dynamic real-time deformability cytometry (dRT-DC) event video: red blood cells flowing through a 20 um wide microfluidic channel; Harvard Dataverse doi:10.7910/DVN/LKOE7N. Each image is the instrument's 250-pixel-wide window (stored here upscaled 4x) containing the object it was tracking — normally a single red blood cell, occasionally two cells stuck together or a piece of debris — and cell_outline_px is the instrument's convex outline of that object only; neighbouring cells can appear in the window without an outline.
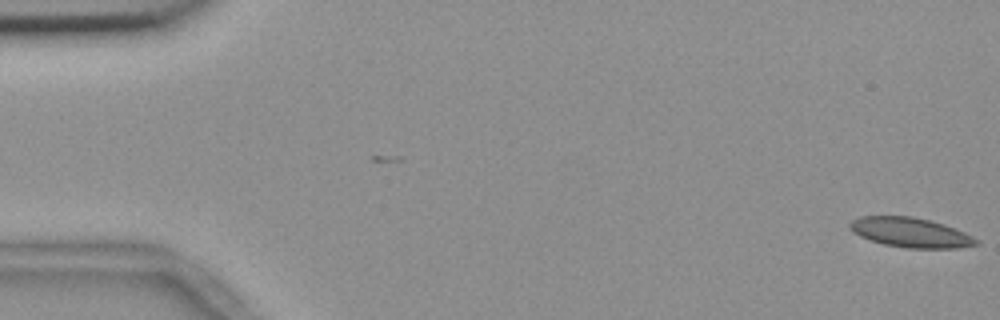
{"species": "common noctule bat (a hibernating species)", "species_latin": "Nyctalus noctula", "temperature_condition": "room temperature", "stored_images_in_passage": 53, "camera_frame_rate_fps": 3000, "um_per_image_px": 0.085, "animal": {"sex": "female", "body_mass_g": 18.4}, "frame": {"image": 1, "passage_image": 1, "time_ms": 0.0, "image_size_px": [1000, 320], "cell_outline_px": [[980, 244], [956, 248], [908, 248], [884, 244], [860, 236], [852, 232], [848, 228], [848, 224], [852, 220], [860, 216], [912, 216], [944, 224], [964, 232], [980, 240]], "centroid_in_image_um": [77.39, 19.76], "position_along_channel_um": 7.6, "area_um2": 21.85}}
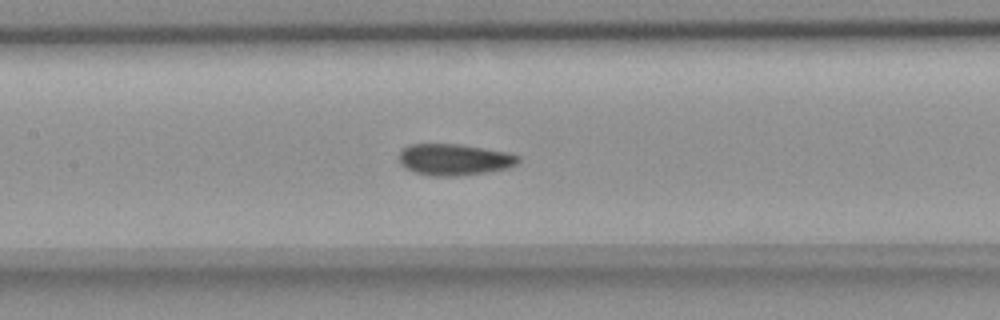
{"frame": {"image": 2, "passage_image": 26, "time_ms": 8.333, "image_size_px": [1000, 320], "cell_outline_px": [[520, 160], [516, 164], [508, 168], [484, 172], [456, 176], [432, 176], [416, 172], [404, 168], [400, 164], [400, 152], [408, 144], [460, 144], [508, 152], [520, 156]], "centroid_in_image_um": [38.61, 13.56], "position_along_channel_um": 168.8, "area_um2": 21.79}}
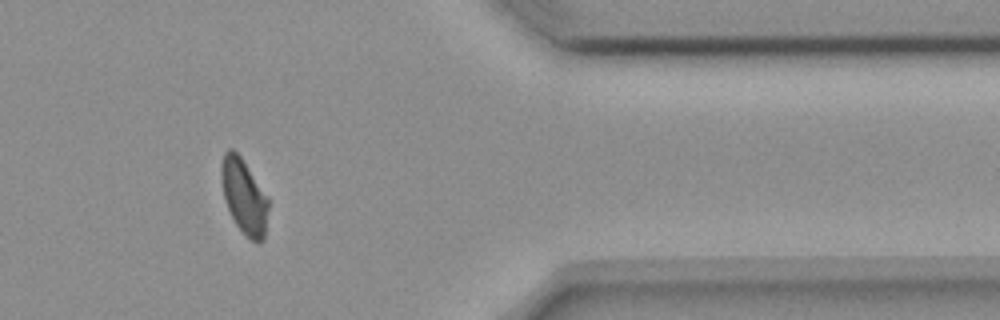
{"frame": {"image": 3, "passage_image": 46, "time_ms": 15.0, "image_size_px": [1000, 320], "cell_outline_px": [[268, 208], [264, 240], [252, 240], [236, 224], [224, 200], [220, 176], [220, 168], [224, 152], [228, 148], [232, 148], [240, 156], [268, 196]], "centroid_in_image_um": [20.72, 16.64], "position_along_channel_um": 390.7, "area_um2": 20.29}, "authors_computed_cell_mechanics": {"area_um2": 21.8484, "velocity_mm_per_s": 3.6628, "shape_relaxation_time_tau1_ms": null, "shape_relaxation_time_tau2_ms": 1.3758, "deformation_change_tau1": null, "deformation_change_tau2": 0.0448}}